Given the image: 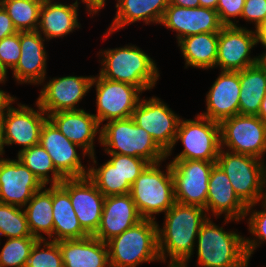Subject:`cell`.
<instances>
[{
	"label": "cell",
	"instance_id": "11",
	"mask_svg": "<svg viewBox=\"0 0 266 267\" xmlns=\"http://www.w3.org/2000/svg\"><path fill=\"white\" fill-rule=\"evenodd\" d=\"M95 88L96 93V114L100 126L104 121L125 119L132 117L142 92L133 85L113 81L94 76L91 81V88Z\"/></svg>",
	"mask_w": 266,
	"mask_h": 267
},
{
	"label": "cell",
	"instance_id": "7",
	"mask_svg": "<svg viewBox=\"0 0 266 267\" xmlns=\"http://www.w3.org/2000/svg\"><path fill=\"white\" fill-rule=\"evenodd\" d=\"M195 119H180L172 148L166 158L172 155L178 141L183 149L172 160L216 161L221 149L220 124L197 114Z\"/></svg>",
	"mask_w": 266,
	"mask_h": 267
},
{
	"label": "cell",
	"instance_id": "28",
	"mask_svg": "<svg viewBox=\"0 0 266 267\" xmlns=\"http://www.w3.org/2000/svg\"><path fill=\"white\" fill-rule=\"evenodd\" d=\"M53 241L83 239L90 236L75 214L69 194L60 186L52 185Z\"/></svg>",
	"mask_w": 266,
	"mask_h": 267
},
{
	"label": "cell",
	"instance_id": "22",
	"mask_svg": "<svg viewBox=\"0 0 266 267\" xmlns=\"http://www.w3.org/2000/svg\"><path fill=\"white\" fill-rule=\"evenodd\" d=\"M48 118L71 142L79 145L89 156L95 155V138L101 143V126L93 113L86 109L58 111Z\"/></svg>",
	"mask_w": 266,
	"mask_h": 267
},
{
	"label": "cell",
	"instance_id": "23",
	"mask_svg": "<svg viewBox=\"0 0 266 267\" xmlns=\"http://www.w3.org/2000/svg\"><path fill=\"white\" fill-rule=\"evenodd\" d=\"M206 93V111L198 113L210 120H222L239 114V71H221Z\"/></svg>",
	"mask_w": 266,
	"mask_h": 267
},
{
	"label": "cell",
	"instance_id": "19",
	"mask_svg": "<svg viewBox=\"0 0 266 267\" xmlns=\"http://www.w3.org/2000/svg\"><path fill=\"white\" fill-rule=\"evenodd\" d=\"M247 205L237 196L226 173L215 164L208 182L205 211L208 217L221 218L224 214L225 224L239 223L245 220ZM212 213V214H210ZM221 216V217H220Z\"/></svg>",
	"mask_w": 266,
	"mask_h": 267
},
{
	"label": "cell",
	"instance_id": "50",
	"mask_svg": "<svg viewBox=\"0 0 266 267\" xmlns=\"http://www.w3.org/2000/svg\"><path fill=\"white\" fill-rule=\"evenodd\" d=\"M257 116L260 117L266 123V94L263 97L261 107Z\"/></svg>",
	"mask_w": 266,
	"mask_h": 267
},
{
	"label": "cell",
	"instance_id": "54",
	"mask_svg": "<svg viewBox=\"0 0 266 267\" xmlns=\"http://www.w3.org/2000/svg\"><path fill=\"white\" fill-rule=\"evenodd\" d=\"M263 201L266 202V168H265V182H264V198Z\"/></svg>",
	"mask_w": 266,
	"mask_h": 267
},
{
	"label": "cell",
	"instance_id": "14",
	"mask_svg": "<svg viewBox=\"0 0 266 267\" xmlns=\"http://www.w3.org/2000/svg\"><path fill=\"white\" fill-rule=\"evenodd\" d=\"M256 30L241 27L224 26L219 32L217 59L215 68L220 71H241L259 62V56L251 57L256 47Z\"/></svg>",
	"mask_w": 266,
	"mask_h": 267
},
{
	"label": "cell",
	"instance_id": "35",
	"mask_svg": "<svg viewBox=\"0 0 266 267\" xmlns=\"http://www.w3.org/2000/svg\"><path fill=\"white\" fill-rule=\"evenodd\" d=\"M0 236H4L7 239L34 237L29 231L23 208L0 203Z\"/></svg>",
	"mask_w": 266,
	"mask_h": 267
},
{
	"label": "cell",
	"instance_id": "44",
	"mask_svg": "<svg viewBox=\"0 0 266 267\" xmlns=\"http://www.w3.org/2000/svg\"><path fill=\"white\" fill-rule=\"evenodd\" d=\"M83 4H85V9L88 14L93 17L96 16L97 13L100 12L106 6L107 0H79Z\"/></svg>",
	"mask_w": 266,
	"mask_h": 267
},
{
	"label": "cell",
	"instance_id": "31",
	"mask_svg": "<svg viewBox=\"0 0 266 267\" xmlns=\"http://www.w3.org/2000/svg\"><path fill=\"white\" fill-rule=\"evenodd\" d=\"M23 209L31 235L53 241L52 185L35 192Z\"/></svg>",
	"mask_w": 266,
	"mask_h": 267
},
{
	"label": "cell",
	"instance_id": "51",
	"mask_svg": "<svg viewBox=\"0 0 266 267\" xmlns=\"http://www.w3.org/2000/svg\"><path fill=\"white\" fill-rule=\"evenodd\" d=\"M7 74H8V71L5 69V67L2 65L0 61V83L1 84L5 85L7 78H8Z\"/></svg>",
	"mask_w": 266,
	"mask_h": 267
},
{
	"label": "cell",
	"instance_id": "25",
	"mask_svg": "<svg viewBox=\"0 0 266 267\" xmlns=\"http://www.w3.org/2000/svg\"><path fill=\"white\" fill-rule=\"evenodd\" d=\"M78 0L72 4L54 0H44L40 9L37 31L49 42L54 38H63L81 28L79 22L80 7Z\"/></svg>",
	"mask_w": 266,
	"mask_h": 267
},
{
	"label": "cell",
	"instance_id": "52",
	"mask_svg": "<svg viewBox=\"0 0 266 267\" xmlns=\"http://www.w3.org/2000/svg\"><path fill=\"white\" fill-rule=\"evenodd\" d=\"M168 267H187L188 263L186 262H167Z\"/></svg>",
	"mask_w": 266,
	"mask_h": 267
},
{
	"label": "cell",
	"instance_id": "26",
	"mask_svg": "<svg viewBox=\"0 0 266 267\" xmlns=\"http://www.w3.org/2000/svg\"><path fill=\"white\" fill-rule=\"evenodd\" d=\"M116 14L105 30L104 38L113 35L133 23L143 21L144 24H160L169 0H116Z\"/></svg>",
	"mask_w": 266,
	"mask_h": 267
},
{
	"label": "cell",
	"instance_id": "38",
	"mask_svg": "<svg viewBox=\"0 0 266 267\" xmlns=\"http://www.w3.org/2000/svg\"><path fill=\"white\" fill-rule=\"evenodd\" d=\"M26 267H64L59 244L39 239L31 250Z\"/></svg>",
	"mask_w": 266,
	"mask_h": 267
},
{
	"label": "cell",
	"instance_id": "5",
	"mask_svg": "<svg viewBox=\"0 0 266 267\" xmlns=\"http://www.w3.org/2000/svg\"><path fill=\"white\" fill-rule=\"evenodd\" d=\"M162 162L149 163L131 185L130 195L143 219L156 221V214H165L176 202L170 162L166 170Z\"/></svg>",
	"mask_w": 266,
	"mask_h": 267
},
{
	"label": "cell",
	"instance_id": "41",
	"mask_svg": "<svg viewBox=\"0 0 266 267\" xmlns=\"http://www.w3.org/2000/svg\"><path fill=\"white\" fill-rule=\"evenodd\" d=\"M244 4L245 0H218L216 11L224 26L234 25L237 27L239 20L235 19H241Z\"/></svg>",
	"mask_w": 266,
	"mask_h": 267
},
{
	"label": "cell",
	"instance_id": "55",
	"mask_svg": "<svg viewBox=\"0 0 266 267\" xmlns=\"http://www.w3.org/2000/svg\"><path fill=\"white\" fill-rule=\"evenodd\" d=\"M259 28H266V23L264 25H261Z\"/></svg>",
	"mask_w": 266,
	"mask_h": 267
},
{
	"label": "cell",
	"instance_id": "34",
	"mask_svg": "<svg viewBox=\"0 0 266 267\" xmlns=\"http://www.w3.org/2000/svg\"><path fill=\"white\" fill-rule=\"evenodd\" d=\"M44 0H0L17 32L36 31Z\"/></svg>",
	"mask_w": 266,
	"mask_h": 267
},
{
	"label": "cell",
	"instance_id": "3",
	"mask_svg": "<svg viewBox=\"0 0 266 267\" xmlns=\"http://www.w3.org/2000/svg\"><path fill=\"white\" fill-rule=\"evenodd\" d=\"M223 227L216 225L211 217L201 226L195 244L197 267L249 266L245 236Z\"/></svg>",
	"mask_w": 266,
	"mask_h": 267
},
{
	"label": "cell",
	"instance_id": "39",
	"mask_svg": "<svg viewBox=\"0 0 266 267\" xmlns=\"http://www.w3.org/2000/svg\"><path fill=\"white\" fill-rule=\"evenodd\" d=\"M108 156L110 158L108 161L118 170L123 180H127L130 185L149 164L145 159L134 156L123 154H108Z\"/></svg>",
	"mask_w": 266,
	"mask_h": 267
},
{
	"label": "cell",
	"instance_id": "29",
	"mask_svg": "<svg viewBox=\"0 0 266 267\" xmlns=\"http://www.w3.org/2000/svg\"><path fill=\"white\" fill-rule=\"evenodd\" d=\"M218 39L219 32L200 33L182 38L177 44L185 61V69H214Z\"/></svg>",
	"mask_w": 266,
	"mask_h": 267
},
{
	"label": "cell",
	"instance_id": "20",
	"mask_svg": "<svg viewBox=\"0 0 266 267\" xmlns=\"http://www.w3.org/2000/svg\"><path fill=\"white\" fill-rule=\"evenodd\" d=\"M160 25L176 32L177 43L190 35L220 32L224 24L216 10L204 7L185 8L169 4Z\"/></svg>",
	"mask_w": 266,
	"mask_h": 267
},
{
	"label": "cell",
	"instance_id": "6",
	"mask_svg": "<svg viewBox=\"0 0 266 267\" xmlns=\"http://www.w3.org/2000/svg\"><path fill=\"white\" fill-rule=\"evenodd\" d=\"M101 146L105 154H123L142 158L149 163L165 161L166 153L151 135L136 125L132 117L101 125Z\"/></svg>",
	"mask_w": 266,
	"mask_h": 267
},
{
	"label": "cell",
	"instance_id": "21",
	"mask_svg": "<svg viewBox=\"0 0 266 267\" xmlns=\"http://www.w3.org/2000/svg\"><path fill=\"white\" fill-rule=\"evenodd\" d=\"M47 41L37 30L20 32L21 55L12 75L17 84L40 85L46 80Z\"/></svg>",
	"mask_w": 266,
	"mask_h": 267
},
{
	"label": "cell",
	"instance_id": "2",
	"mask_svg": "<svg viewBox=\"0 0 266 267\" xmlns=\"http://www.w3.org/2000/svg\"><path fill=\"white\" fill-rule=\"evenodd\" d=\"M99 75L109 80L136 86L142 93L153 89L160 77L157 63L140 47L126 44L101 49Z\"/></svg>",
	"mask_w": 266,
	"mask_h": 267
},
{
	"label": "cell",
	"instance_id": "16",
	"mask_svg": "<svg viewBox=\"0 0 266 267\" xmlns=\"http://www.w3.org/2000/svg\"><path fill=\"white\" fill-rule=\"evenodd\" d=\"M39 144L48 152L55 168L65 178H82L88 175L89 166L82 163V158L89 155L81 147L68 140L48 118L41 129ZM76 148H79V154Z\"/></svg>",
	"mask_w": 266,
	"mask_h": 267
},
{
	"label": "cell",
	"instance_id": "9",
	"mask_svg": "<svg viewBox=\"0 0 266 267\" xmlns=\"http://www.w3.org/2000/svg\"><path fill=\"white\" fill-rule=\"evenodd\" d=\"M219 124L222 149L265 161L266 123L260 117L237 114Z\"/></svg>",
	"mask_w": 266,
	"mask_h": 267
},
{
	"label": "cell",
	"instance_id": "10",
	"mask_svg": "<svg viewBox=\"0 0 266 267\" xmlns=\"http://www.w3.org/2000/svg\"><path fill=\"white\" fill-rule=\"evenodd\" d=\"M17 101L14 97L4 108V128H3V155H5V146L18 145L22 150L39 144L42 126L48 119V115L35 102L32 108L27 104H12Z\"/></svg>",
	"mask_w": 266,
	"mask_h": 267
},
{
	"label": "cell",
	"instance_id": "43",
	"mask_svg": "<svg viewBox=\"0 0 266 267\" xmlns=\"http://www.w3.org/2000/svg\"><path fill=\"white\" fill-rule=\"evenodd\" d=\"M17 33L10 16L0 4V40Z\"/></svg>",
	"mask_w": 266,
	"mask_h": 267
},
{
	"label": "cell",
	"instance_id": "27",
	"mask_svg": "<svg viewBox=\"0 0 266 267\" xmlns=\"http://www.w3.org/2000/svg\"><path fill=\"white\" fill-rule=\"evenodd\" d=\"M57 243L64 267H110L107 243L94 236Z\"/></svg>",
	"mask_w": 266,
	"mask_h": 267
},
{
	"label": "cell",
	"instance_id": "30",
	"mask_svg": "<svg viewBox=\"0 0 266 267\" xmlns=\"http://www.w3.org/2000/svg\"><path fill=\"white\" fill-rule=\"evenodd\" d=\"M239 114L257 116L266 94V70L258 62L239 71Z\"/></svg>",
	"mask_w": 266,
	"mask_h": 267
},
{
	"label": "cell",
	"instance_id": "13",
	"mask_svg": "<svg viewBox=\"0 0 266 267\" xmlns=\"http://www.w3.org/2000/svg\"><path fill=\"white\" fill-rule=\"evenodd\" d=\"M136 125L145 129L156 144L167 153L174 143L180 117L161 98H141L133 111Z\"/></svg>",
	"mask_w": 266,
	"mask_h": 267
},
{
	"label": "cell",
	"instance_id": "42",
	"mask_svg": "<svg viewBox=\"0 0 266 267\" xmlns=\"http://www.w3.org/2000/svg\"><path fill=\"white\" fill-rule=\"evenodd\" d=\"M241 18L254 24L255 30L266 23V0H245Z\"/></svg>",
	"mask_w": 266,
	"mask_h": 267
},
{
	"label": "cell",
	"instance_id": "37",
	"mask_svg": "<svg viewBox=\"0 0 266 267\" xmlns=\"http://www.w3.org/2000/svg\"><path fill=\"white\" fill-rule=\"evenodd\" d=\"M261 206V210L254 207ZM249 216V218H248ZM245 218L248 222V231L253 237H245V248L249 258L252 257L256 248L266 242V202L259 201L247 207Z\"/></svg>",
	"mask_w": 266,
	"mask_h": 267
},
{
	"label": "cell",
	"instance_id": "17",
	"mask_svg": "<svg viewBox=\"0 0 266 267\" xmlns=\"http://www.w3.org/2000/svg\"><path fill=\"white\" fill-rule=\"evenodd\" d=\"M59 185L69 194L81 227L93 236L101 222L105 196L87 176L65 178Z\"/></svg>",
	"mask_w": 266,
	"mask_h": 267
},
{
	"label": "cell",
	"instance_id": "36",
	"mask_svg": "<svg viewBox=\"0 0 266 267\" xmlns=\"http://www.w3.org/2000/svg\"><path fill=\"white\" fill-rule=\"evenodd\" d=\"M36 237L9 238L0 249V267H26Z\"/></svg>",
	"mask_w": 266,
	"mask_h": 267
},
{
	"label": "cell",
	"instance_id": "32",
	"mask_svg": "<svg viewBox=\"0 0 266 267\" xmlns=\"http://www.w3.org/2000/svg\"><path fill=\"white\" fill-rule=\"evenodd\" d=\"M44 185H59L65 177L55 168L48 152L35 145L17 153L16 156Z\"/></svg>",
	"mask_w": 266,
	"mask_h": 267
},
{
	"label": "cell",
	"instance_id": "56",
	"mask_svg": "<svg viewBox=\"0 0 266 267\" xmlns=\"http://www.w3.org/2000/svg\"><path fill=\"white\" fill-rule=\"evenodd\" d=\"M232 267H249V266H232Z\"/></svg>",
	"mask_w": 266,
	"mask_h": 267
},
{
	"label": "cell",
	"instance_id": "33",
	"mask_svg": "<svg viewBox=\"0 0 266 267\" xmlns=\"http://www.w3.org/2000/svg\"><path fill=\"white\" fill-rule=\"evenodd\" d=\"M96 154L89 156L93 164L89 165L87 177L96 185L97 189L105 196L128 194L131 185L123 180L118 170L108 161L97 167ZM94 165V166H93Z\"/></svg>",
	"mask_w": 266,
	"mask_h": 267
},
{
	"label": "cell",
	"instance_id": "47",
	"mask_svg": "<svg viewBox=\"0 0 266 267\" xmlns=\"http://www.w3.org/2000/svg\"><path fill=\"white\" fill-rule=\"evenodd\" d=\"M256 33H257V44L261 43L262 47L266 49V28H258L256 30Z\"/></svg>",
	"mask_w": 266,
	"mask_h": 267
},
{
	"label": "cell",
	"instance_id": "45",
	"mask_svg": "<svg viewBox=\"0 0 266 267\" xmlns=\"http://www.w3.org/2000/svg\"><path fill=\"white\" fill-rule=\"evenodd\" d=\"M169 4L185 8H197L199 7V0H169Z\"/></svg>",
	"mask_w": 266,
	"mask_h": 267
},
{
	"label": "cell",
	"instance_id": "1",
	"mask_svg": "<svg viewBox=\"0 0 266 267\" xmlns=\"http://www.w3.org/2000/svg\"><path fill=\"white\" fill-rule=\"evenodd\" d=\"M208 214L199 206L175 202L164 214L160 228L157 224L158 250L161 262H186L189 264L194 254L199 230ZM167 258L168 261H167Z\"/></svg>",
	"mask_w": 266,
	"mask_h": 267
},
{
	"label": "cell",
	"instance_id": "4",
	"mask_svg": "<svg viewBox=\"0 0 266 267\" xmlns=\"http://www.w3.org/2000/svg\"><path fill=\"white\" fill-rule=\"evenodd\" d=\"M157 224V221L142 219L107 241L110 267H139L142 263L161 262Z\"/></svg>",
	"mask_w": 266,
	"mask_h": 267
},
{
	"label": "cell",
	"instance_id": "8",
	"mask_svg": "<svg viewBox=\"0 0 266 267\" xmlns=\"http://www.w3.org/2000/svg\"><path fill=\"white\" fill-rule=\"evenodd\" d=\"M216 164L226 173L237 196L247 206L263 200L266 161L221 148Z\"/></svg>",
	"mask_w": 266,
	"mask_h": 267
},
{
	"label": "cell",
	"instance_id": "48",
	"mask_svg": "<svg viewBox=\"0 0 266 267\" xmlns=\"http://www.w3.org/2000/svg\"><path fill=\"white\" fill-rule=\"evenodd\" d=\"M4 109L0 111V156H3Z\"/></svg>",
	"mask_w": 266,
	"mask_h": 267
},
{
	"label": "cell",
	"instance_id": "46",
	"mask_svg": "<svg viewBox=\"0 0 266 267\" xmlns=\"http://www.w3.org/2000/svg\"><path fill=\"white\" fill-rule=\"evenodd\" d=\"M13 98L14 95L12 96L0 88V111H2Z\"/></svg>",
	"mask_w": 266,
	"mask_h": 267
},
{
	"label": "cell",
	"instance_id": "53",
	"mask_svg": "<svg viewBox=\"0 0 266 267\" xmlns=\"http://www.w3.org/2000/svg\"><path fill=\"white\" fill-rule=\"evenodd\" d=\"M259 56V63L265 68L266 70V51L262 52Z\"/></svg>",
	"mask_w": 266,
	"mask_h": 267
},
{
	"label": "cell",
	"instance_id": "49",
	"mask_svg": "<svg viewBox=\"0 0 266 267\" xmlns=\"http://www.w3.org/2000/svg\"><path fill=\"white\" fill-rule=\"evenodd\" d=\"M218 0H199V7L216 10Z\"/></svg>",
	"mask_w": 266,
	"mask_h": 267
},
{
	"label": "cell",
	"instance_id": "12",
	"mask_svg": "<svg viewBox=\"0 0 266 267\" xmlns=\"http://www.w3.org/2000/svg\"><path fill=\"white\" fill-rule=\"evenodd\" d=\"M216 161L170 160L175 201L206 208L209 176Z\"/></svg>",
	"mask_w": 266,
	"mask_h": 267
},
{
	"label": "cell",
	"instance_id": "15",
	"mask_svg": "<svg viewBox=\"0 0 266 267\" xmlns=\"http://www.w3.org/2000/svg\"><path fill=\"white\" fill-rule=\"evenodd\" d=\"M93 76H63L40 84L37 102L49 116L58 111L81 110L79 104L91 90Z\"/></svg>",
	"mask_w": 266,
	"mask_h": 267
},
{
	"label": "cell",
	"instance_id": "40",
	"mask_svg": "<svg viewBox=\"0 0 266 267\" xmlns=\"http://www.w3.org/2000/svg\"><path fill=\"white\" fill-rule=\"evenodd\" d=\"M20 55V32L0 40V61L7 71L17 65Z\"/></svg>",
	"mask_w": 266,
	"mask_h": 267
},
{
	"label": "cell",
	"instance_id": "24",
	"mask_svg": "<svg viewBox=\"0 0 266 267\" xmlns=\"http://www.w3.org/2000/svg\"><path fill=\"white\" fill-rule=\"evenodd\" d=\"M142 219L130 193L105 197L101 222L93 236L107 242Z\"/></svg>",
	"mask_w": 266,
	"mask_h": 267
},
{
	"label": "cell",
	"instance_id": "18",
	"mask_svg": "<svg viewBox=\"0 0 266 267\" xmlns=\"http://www.w3.org/2000/svg\"><path fill=\"white\" fill-rule=\"evenodd\" d=\"M0 156V203L24 208L44 185L19 160Z\"/></svg>",
	"mask_w": 266,
	"mask_h": 267
}]
</instances>
